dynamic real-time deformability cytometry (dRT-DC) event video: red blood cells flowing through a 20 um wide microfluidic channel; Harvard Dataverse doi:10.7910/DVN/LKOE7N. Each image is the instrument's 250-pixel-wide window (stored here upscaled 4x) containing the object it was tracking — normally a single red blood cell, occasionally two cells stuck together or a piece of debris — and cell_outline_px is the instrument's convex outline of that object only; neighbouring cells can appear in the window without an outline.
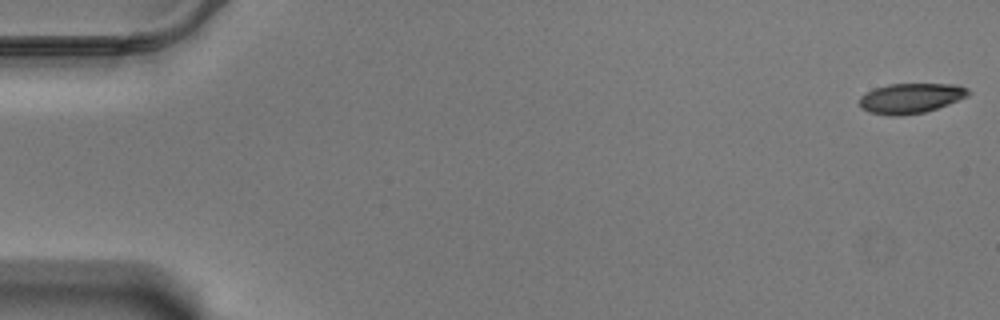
{"species": "Egyptian fruit bat (a non-hibernating species)", "species_latin": "Rousettus aegyptiacus", "temperature_condition": "warm", "stored_images_in_passage": 59, "camera_frame_rate_fps": 3000, "um_per_image_px": 0.085, "animal": {"sex": "male"}, "frame": {"image": 1, "passage_image": 1, "time_ms": 0.0, "image_size_px": [1000, 320], "cell_outline_px": [[972, 92], [968, 96], [948, 104], [924, 112], [900, 116], [888, 116], [868, 112], [860, 108], [860, 96], [864, 92], [888, 84], [956, 84], [968, 88]], "centroid_in_image_um": [77.39, 8.35], "position_along_channel_um": 7.6, "area_um2": 19.25}}
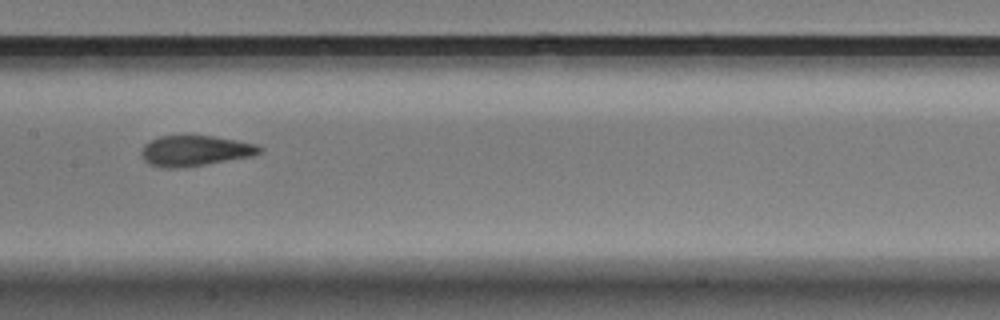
{"frame": {"image": 2, "passage_image": 30, "time_ms": 9.667, "image_size_px": [1000, 320], "cell_outline_px": [[264, 148], [260, 152], [252, 156], [184, 168], [160, 168], [148, 164], [140, 156], [140, 152], [144, 144], [160, 136], [212, 136], [236, 140], [256, 144]], "centroid_in_image_um": [16.54, 12.83], "position_along_channel_um": 190.9, "area_um2": 21.15}}
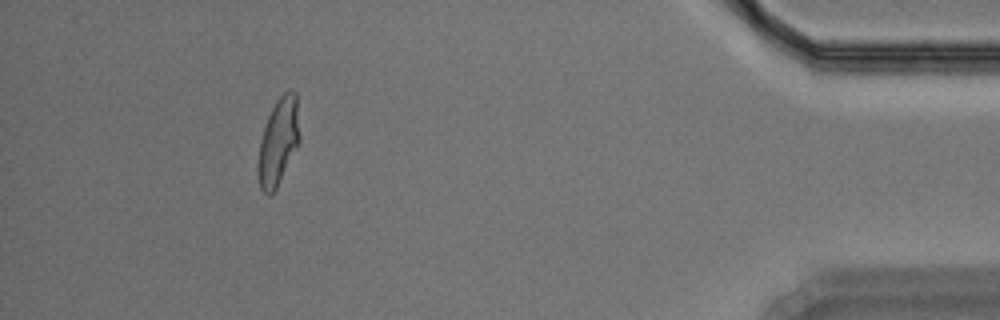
{"frame": {"image": 3, "passage_image": 54, "time_ms": 17.667, "image_size_px": [1000, 320], "cell_outline_px": [[300, 140], [276, 188], [268, 196], [260, 188], [256, 168], [260, 140], [268, 116], [276, 100], [284, 92], [296, 92], [300, 136]], "centroid_in_image_um": [23.64, 12.05], "position_along_channel_um": 411.6, "area_um2": 20.87}, "authors_computed_cell_mechanics": {"area_um2": 20.808, "velocity_mm_per_s": 3.4644, "shape_relaxation_time_tau1_ms": null, "shape_relaxation_time_tau2_ms": 1.2774, "deformation_change_tau1": null, "deformation_change_tau2": 0.0809}}